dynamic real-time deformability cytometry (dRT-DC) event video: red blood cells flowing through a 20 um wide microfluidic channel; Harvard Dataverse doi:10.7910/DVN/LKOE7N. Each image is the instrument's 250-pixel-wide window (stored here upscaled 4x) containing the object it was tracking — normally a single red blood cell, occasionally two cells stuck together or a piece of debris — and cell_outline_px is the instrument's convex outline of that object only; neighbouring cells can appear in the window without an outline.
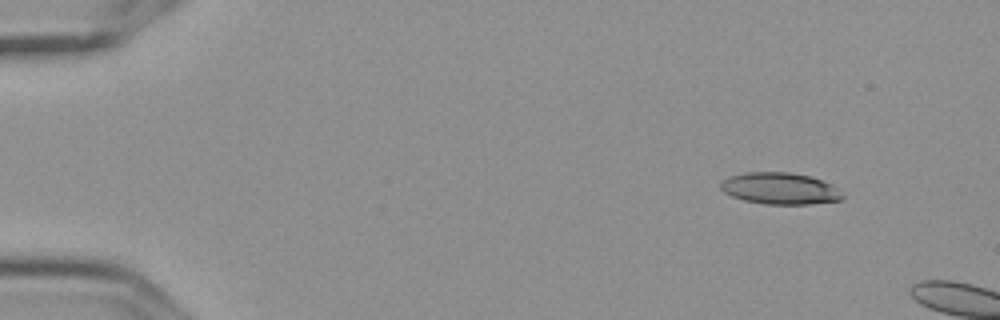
{"species": "Egyptian fruit bat (a non-hibernating species)", "species_latin": "Rousettus aegyptiacus", "temperature_condition": "cold", "stored_images_in_passage": 2, "camera_frame_rate_fps": 3000, "um_per_image_px": 0.085, "frame": {"image": 1, "passage_image": 1, "time_ms": 0.0, "image_size_px": [1000, 320], "cell_outline_px": [[844, 196], [840, 200], [812, 204], [764, 204], [744, 200], [732, 196], [724, 192], [720, 188], [720, 184], [728, 176], [744, 172], [788, 172], [812, 176], [832, 184], [844, 192]], "centroid_in_image_um": [66.33, 16.01], "position_along_channel_um": 18.7, "area_um2": 22.72}}